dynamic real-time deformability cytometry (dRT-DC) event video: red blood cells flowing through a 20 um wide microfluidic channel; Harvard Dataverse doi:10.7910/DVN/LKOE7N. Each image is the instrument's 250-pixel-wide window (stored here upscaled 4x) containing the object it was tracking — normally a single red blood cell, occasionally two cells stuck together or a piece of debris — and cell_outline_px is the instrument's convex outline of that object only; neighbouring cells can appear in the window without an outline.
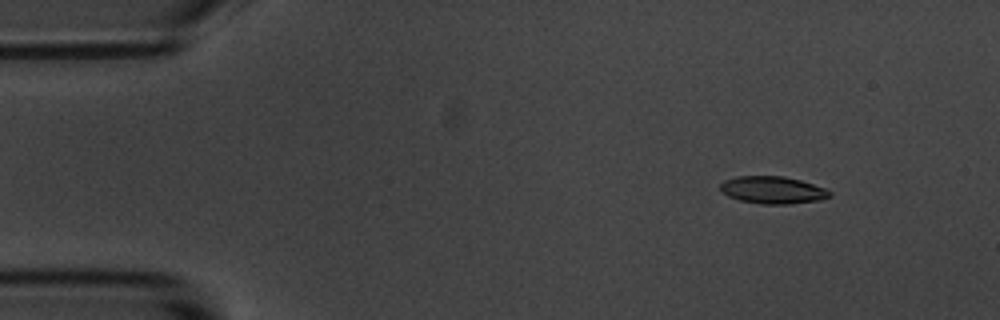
{"species": "common noctule bat (a hibernating species)", "species_latin": "Nyctalus noctula", "temperature_condition": "room temperature", "stored_images_in_passage": 4, "camera_frame_rate_fps": 3000, "um_per_image_px": 0.085, "animal": {"sex": "male", "body_mass_g": 20.1, "forearm_length_mm": 53.5}, "frame": {"image": 1, "passage_image": 2, "time_ms": 1.333, "image_size_px": [1000, 320], "cell_outline_px": [[832, 196], [820, 200], [788, 204], [760, 204], [740, 200], [728, 196], [720, 192], [720, 184], [724, 180], [736, 176], [784, 176], [800, 180], [824, 188], [832, 192]], "centroid_in_image_um": [65.66, 16.15], "position_along_channel_um": 19.3, "area_um2": 17.51}}
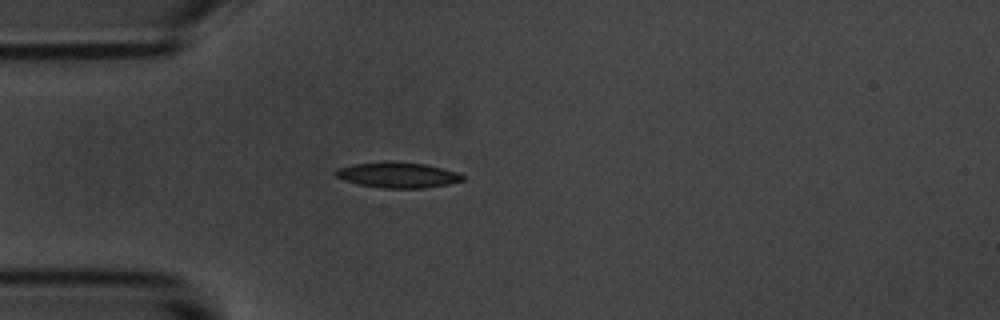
{"frame": {"image": 2, "passage_image": 4, "time_ms": 4.333, "image_size_px": [1000, 320], "cell_outline_px": [[464, 180], [448, 184], [424, 188], [380, 188], [360, 184], [344, 180], [336, 176], [332, 172], [336, 168], [352, 164], [392, 160], [424, 164], [456, 172], [464, 176]], "centroid_in_image_um": [33.75, 14.86], "position_along_channel_um": 51.3, "area_um2": 19.02}}